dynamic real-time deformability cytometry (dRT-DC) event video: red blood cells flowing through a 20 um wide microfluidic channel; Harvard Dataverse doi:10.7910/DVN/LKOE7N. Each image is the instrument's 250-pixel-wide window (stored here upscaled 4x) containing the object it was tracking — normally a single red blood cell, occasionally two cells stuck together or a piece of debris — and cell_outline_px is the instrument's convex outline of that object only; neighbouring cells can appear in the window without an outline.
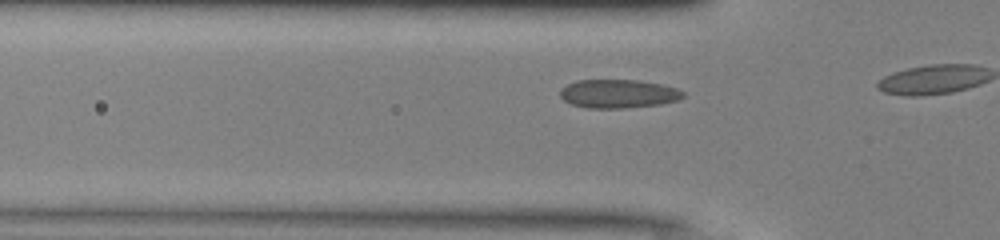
{"species": "common noctule bat (a hibernating species)", "species_latin": "Nyctalus noctula", "temperature_condition": "warm", "stored_images_in_passage": 13, "camera_frame_rate_fps": 3000, "um_per_image_px": 0.085, "animal": {"sex": "male", "body_mass_g": 13.0, "forearm_length_mm": 53.1}, "frame": {"image": 1, "passage_image": 11, "time_ms": 3.333, "image_size_px": [1000, 240], "cell_outline_px": [[684, 96], [680, 100], [660, 104], [624, 108], [588, 108], [572, 104], [564, 100], [560, 96], [560, 88], [576, 80], [636, 80], [660, 84], [676, 88], [684, 92]], "centroid_in_image_um": [52.55, 7.97], "position_along_channel_um": 73.3, "area_um2": 20.46}}